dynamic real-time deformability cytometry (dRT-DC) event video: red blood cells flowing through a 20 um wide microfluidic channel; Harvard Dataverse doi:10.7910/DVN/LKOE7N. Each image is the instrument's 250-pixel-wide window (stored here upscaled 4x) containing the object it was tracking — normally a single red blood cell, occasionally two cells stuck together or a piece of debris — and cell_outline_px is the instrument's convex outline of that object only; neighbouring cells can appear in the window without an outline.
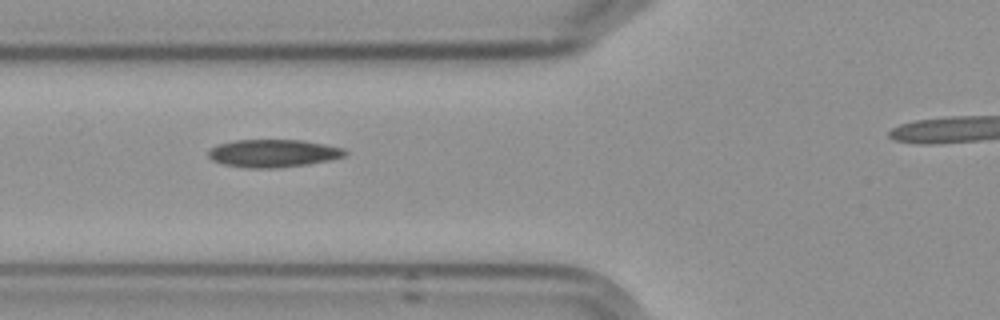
{"species": "Egyptian fruit bat (a non-hibernating species)", "species_latin": "Rousettus aegyptiacus", "temperature_condition": "cold", "stored_images_in_passage": 9, "camera_frame_rate_fps": 3000, "um_per_image_px": 0.085, "frame": {"image": 1, "passage_image": 7, "time_ms": 7.0, "image_size_px": [1000, 320], "cell_outline_px": [[348, 152], [344, 156], [332, 160], [308, 164], [280, 168], [244, 168], [224, 164], [212, 160], [208, 156], [208, 148], [216, 144], [236, 140], [304, 140], [344, 148]], "centroid_in_image_um": [23.21, 13.03], "position_along_channel_um": 102.6, "area_um2": 22.43}}